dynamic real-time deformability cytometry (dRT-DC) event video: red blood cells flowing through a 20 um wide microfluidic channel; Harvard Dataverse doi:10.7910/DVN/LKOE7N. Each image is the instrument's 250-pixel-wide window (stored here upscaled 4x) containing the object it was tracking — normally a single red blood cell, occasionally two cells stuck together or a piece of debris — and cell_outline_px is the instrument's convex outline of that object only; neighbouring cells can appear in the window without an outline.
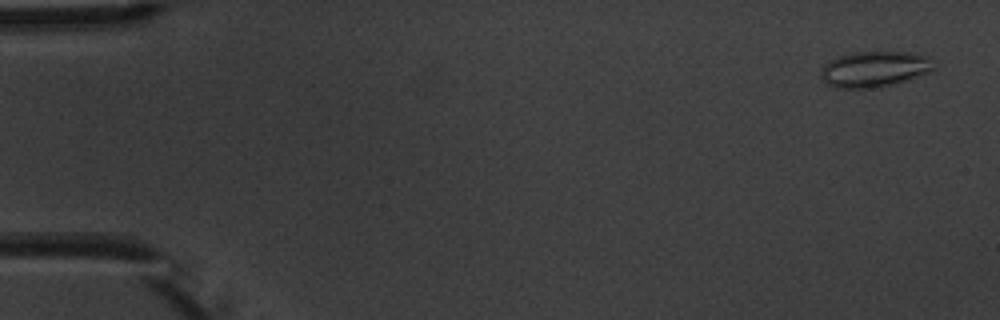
{"species": "common noctule bat (a hibernating species)", "species_latin": "Nyctalus noctula", "temperature_condition": "warm", "stored_images_in_passage": 5, "camera_frame_rate_fps": 3000, "um_per_image_px": 0.085, "animal": {"sex": "male", "body_mass_g": 20.1, "forearm_length_mm": 53.5}, "frame": {"image": 1, "passage_image": 1, "time_ms": 0.0, "image_size_px": [1000, 320], "cell_outline_px": [[936, 68], [928, 72], [908, 80], [880, 88], [836, 88], [828, 84], [820, 76], [820, 68], [828, 60], [852, 52], [912, 52], [932, 56]], "centroid_in_image_um": [74.36, 5.87], "position_along_channel_um": 10.6, "area_um2": 24.04}}
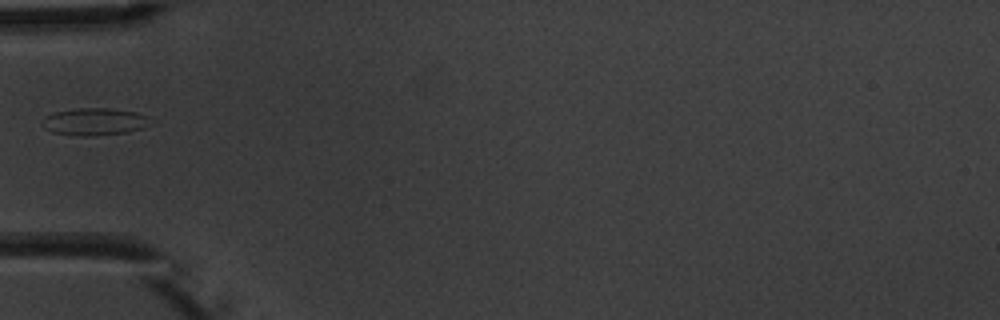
{"frame": {"image": 2, "passage_image": 5, "time_ms": 5.333, "image_size_px": [1000, 320], "cell_outline_px": [[156, 120], [152, 124], [144, 128], [128, 132], [92, 136], [80, 136], [52, 132], [44, 128], [40, 124], [40, 120], [44, 116], [52, 112], [76, 108], [112, 108], [136, 112], [148, 116]], "centroid_in_image_um": [8.05, 10.33], "position_along_channel_um": 76.9, "area_um2": 17.8}}